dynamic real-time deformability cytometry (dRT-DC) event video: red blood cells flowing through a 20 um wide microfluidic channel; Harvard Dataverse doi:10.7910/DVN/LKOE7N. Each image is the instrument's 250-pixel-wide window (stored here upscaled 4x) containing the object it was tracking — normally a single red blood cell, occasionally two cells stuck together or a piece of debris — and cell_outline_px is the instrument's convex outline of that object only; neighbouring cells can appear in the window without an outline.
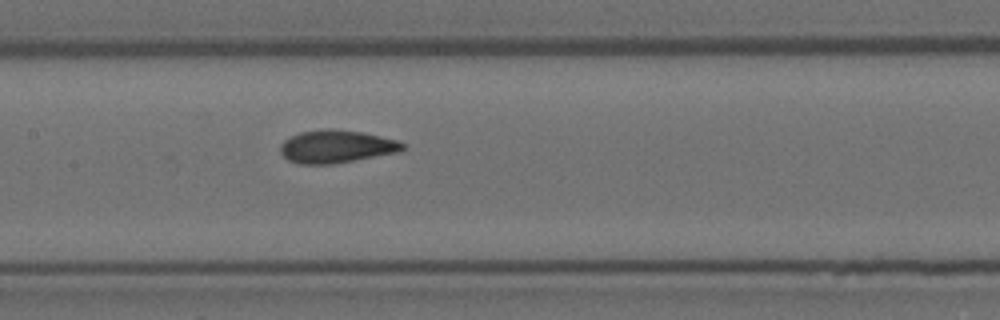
{"species": "Egyptian fruit bat (a non-hibernating species)", "species_latin": "Rousettus aegyptiacus", "temperature_condition": "room temperature", "stored_images_in_passage": 10, "camera_frame_rate_fps": 3000, "um_per_image_px": 0.085, "animal": {"sex": "female"}, "frame": {"image": 1, "passage_image": 10, "time_ms": 3.0, "image_size_px": [1000, 320], "cell_outline_px": [[404, 148], [400, 152], [332, 164], [300, 164], [288, 160], [280, 152], [280, 144], [284, 140], [300, 132], [324, 128], [332, 128], [360, 132], [380, 136], [396, 140], [404, 144]], "centroid_in_image_um": [28.57, 12.45], "position_along_channel_um": 178.8, "area_um2": 23.35}}